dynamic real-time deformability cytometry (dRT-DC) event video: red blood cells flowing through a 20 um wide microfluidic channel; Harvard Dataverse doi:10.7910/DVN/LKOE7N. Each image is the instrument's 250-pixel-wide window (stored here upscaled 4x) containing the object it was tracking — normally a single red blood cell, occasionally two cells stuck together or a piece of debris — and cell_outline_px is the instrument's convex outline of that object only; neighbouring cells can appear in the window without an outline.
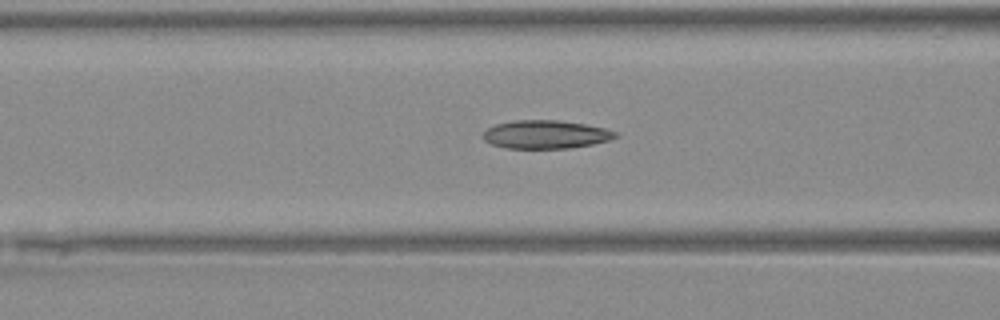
{"species": "Egyptian fruit bat (a non-hibernating species)", "species_latin": "Rousettus aegyptiacus", "temperature_condition": "warm", "stored_images_in_passage": 31, "camera_frame_rate_fps": 3000, "um_per_image_px": 0.085, "animal": {"sex": "female"}, "frame": {"image": 1, "passage_image": 11, "time_ms": 3.333, "image_size_px": [1000, 320], "cell_outline_px": [[620, 136], [608, 140], [592, 144], [568, 148], [508, 148], [492, 144], [484, 140], [480, 136], [488, 128], [496, 124], [516, 120], [556, 120], [584, 124], [604, 128], [616, 132]], "centroid_in_image_um": [46.36, 11.43], "position_along_channel_um": 120.2, "area_um2": 21.68}}
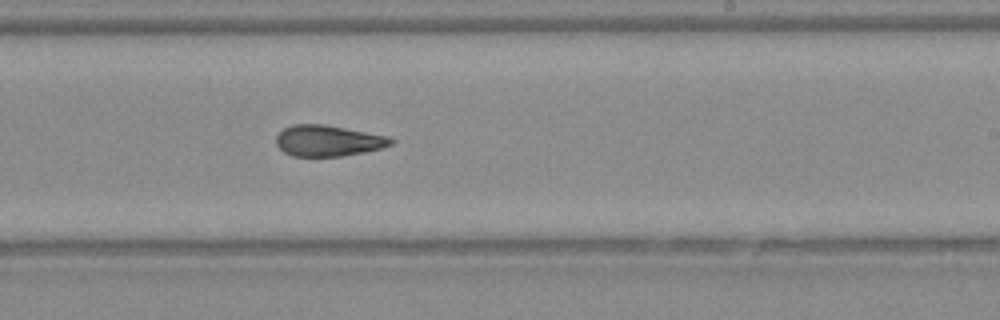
{"frame": {"image": 2, "passage_image": 21, "time_ms": 6.667, "image_size_px": [1000, 320], "cell_outline_px": [[396, 140], [392, 144], [380, 148], [364, 152], [340, 156], [292, 156], [284, 152], [276, 144], [276, 136], [284, 128], [292, 124], [324, 124], [388, 136]], "centroid_in_image_um": [27.88, 11.96], "position_along_channel_um": 261.1, "area_um2": 20.69}}
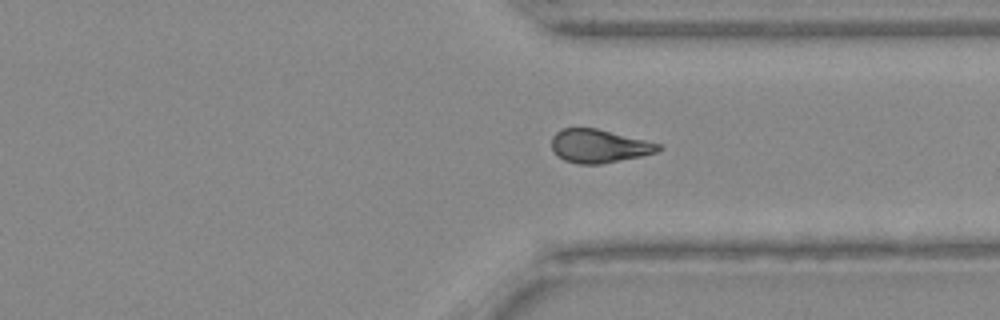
{"frame": {"image": 3, "passage_image": 28, "time_ms": 9.0, "image_size_px": [1000, 320], "cell_outline_px": [[664, 148], [656, 152], [640, 156], [600, 164], [580, 164], [564, 160], [552, 148], [552, 136], [560, 128], [596, 128], [660, 144]], "centroid_in_image_um": [50.9, 12.41], "position_along_channel_um": 360.5, "area_um2": 20.46}}